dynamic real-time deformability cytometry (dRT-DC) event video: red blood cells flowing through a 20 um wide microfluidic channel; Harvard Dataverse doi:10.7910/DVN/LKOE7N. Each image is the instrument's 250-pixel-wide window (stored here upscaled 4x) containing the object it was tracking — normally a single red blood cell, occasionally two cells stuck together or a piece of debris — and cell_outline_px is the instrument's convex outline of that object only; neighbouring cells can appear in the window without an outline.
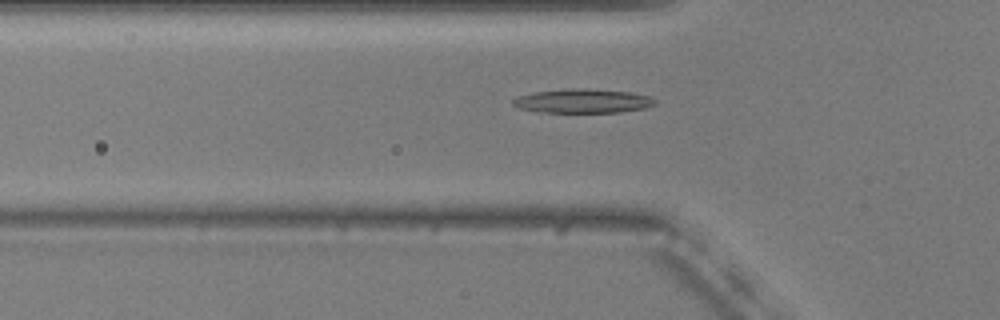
{"species": "common noctule bat (a hibernating species)", "species_latin": "Nyctalus noctula", "temperature_condition": "warm", "stored_images_in_passage": 47, "camera_frame_rate_fps": 3000, "um_per_image_px": 0.085, "animal": {"sex": "male", "body_mass_g": 20.5, "forearm_length_mm": 52.5}, "frame": {"image": 1, "passage_image": 11, "time_ms": 3.333, "image_size_px": [1000, 320], "cell_outline_px": [[656, 104], [644, 108], [620, 112], [536, 112], [520, 108], [512, 104], [512, 100], [520, 96], [536, 92], [568, 88], [580, 88], [628, 92], [648, 96], [656, 100]], "centroid_in_image_um": [49.53, 8.59], "position_along_channel_um": 76.3, "area_um2": 19.65}}
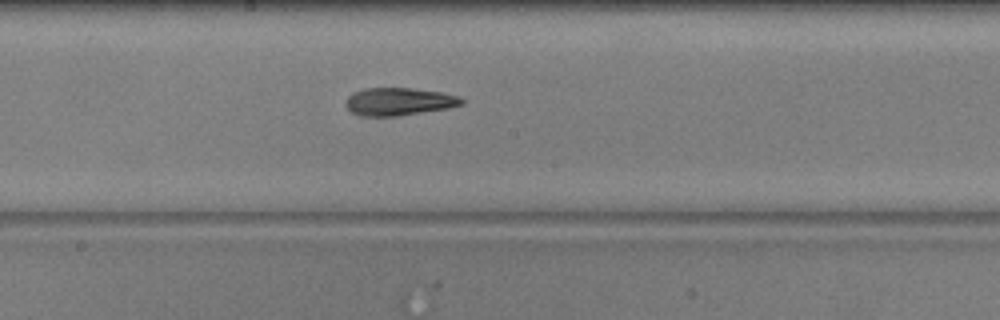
{"frame": {"image": 2, "passage_image": 22, "time_ms": 7.0, "image_size_px": [1000, 320], "cell_outline_px": [[464, 104], [452, 108], [396, 116], [360, 116], [352, 112], [344, 104], [344, 100], [352, 92], [364, 88], [412, 88], [444, 92], [456, 96], [464, 100]], "centroid_in_image_um": [33.9, 8.63], "position_along_channel_um": 214.3, "area_um2": 19.02}}
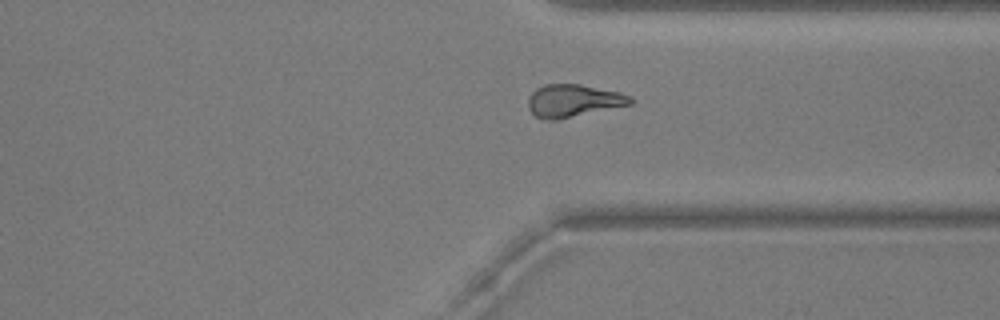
{"frame": {"image": 3, "passage_image": 34, "time_ms": 11.0, "image_size_px": [1000, 320], "cell_outline_px": [[636, 100], [632, 104], [560, 120], [544, 120], [536, 116], [528, 108], [528, 100], [532, 92], [536, 88], [544, 84], [580, 84], [620, 92]], "centroid_in_image_um": [48.74, 8.57], "position_along_channel_um": 362.7, "area_um2": 19.65}, "authors_computed_cell_mechanics": {"area_um2": 19.4208, "velocity_mm_per_s": 3.7191, "shape_relaxation_time_tau1_ms": 7.0588, "shape_relaxation_time_tau2_ms": 3.0319, "deformation_change_tau1": 0.2643, "deformation_change_tau2": 0.1013}}